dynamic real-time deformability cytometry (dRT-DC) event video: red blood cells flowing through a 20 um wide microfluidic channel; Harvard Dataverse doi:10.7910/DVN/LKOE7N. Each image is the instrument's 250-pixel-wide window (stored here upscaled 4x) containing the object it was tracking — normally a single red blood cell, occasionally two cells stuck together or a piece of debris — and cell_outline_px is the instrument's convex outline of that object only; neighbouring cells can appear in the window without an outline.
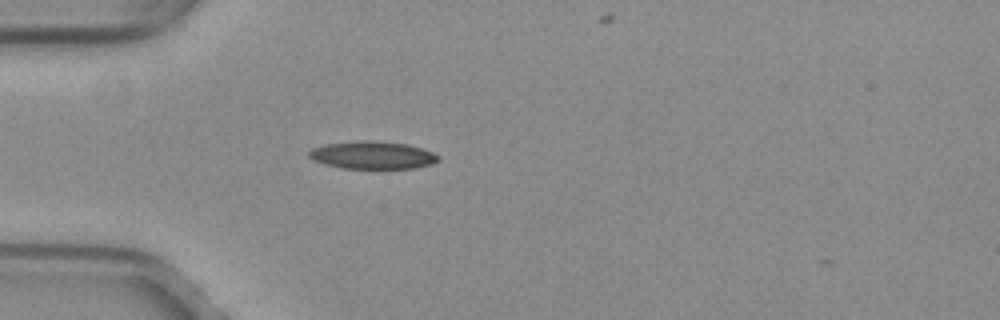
{"species": "common noctule bat (a hibernating species)", "species_latin": "Nyctalus noctula", "temperature_condition": "warm", "stored_images_in_passage": 2, "camera_frame_rate_fps": 3000, "um_per_image_px": 0.085, "animal": {"sex": "female", "body_mass_g": 29.2, "forearm_length_mm": 56.3}, "frame": {"image": 1, "passage_image": 1, "time_ms": 0.0, "image_size_px": [1000, 320], "cell_outline_px": [[440, 160], [432, 164], [416, 168], [340, 168], [324, 164], [312, 160], [308, 156], [308, 152], [312, 148], [324, 144], [352, 140], [376, 140], [408, 144], [432, 152], [440, 156]], "centroid_in_image_um": [31.63, 13.17], "position_along_channel_um": 53.4, "area_um2": 21.21}}